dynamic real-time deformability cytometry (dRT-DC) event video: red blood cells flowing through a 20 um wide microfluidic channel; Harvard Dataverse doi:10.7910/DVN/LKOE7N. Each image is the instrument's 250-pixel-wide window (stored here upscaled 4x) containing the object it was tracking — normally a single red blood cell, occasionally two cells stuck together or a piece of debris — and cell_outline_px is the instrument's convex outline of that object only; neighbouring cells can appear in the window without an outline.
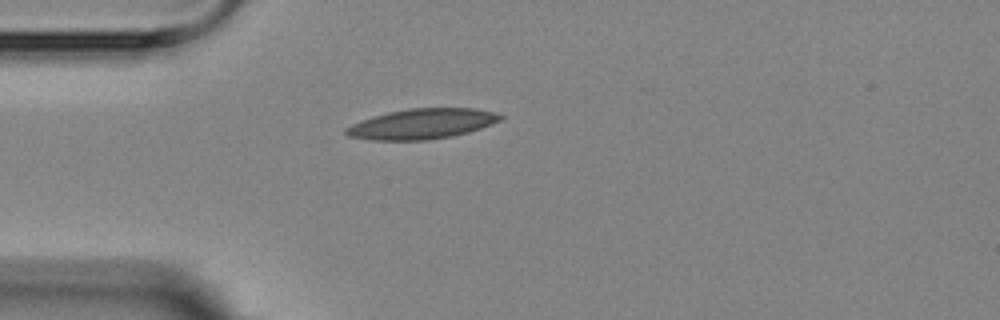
{"species": "Egyptian fruit bat (a non-hibernating species)", "species_latin": "Rousettus aegyptiacus", "temperature_condition": "room temperature", "stored_images_in_passage": 1, "camera_frame_rate_fps": 3000, "um_per_image_px": 0.085, "animal": {"sex": "female"}, "frame": {"image": 1, "passage_image": 1, "time_ms": 0.0, "image_size_px": [1000, 320], "cell_outline_px": [[504, 116], [500, 120], [480, 128], [468, 132], [452, 136], [428, 140], [372, 140], [348, 136], [344, 132], [344, 128], [360, 120], [372, 116], [388, 112], [408, 108], [476, 108], [492, 112]], "centroid_in_image_um": [35.82, 10.52], "position_along_channel_um": 49.2, "area_um2": 27.17}}